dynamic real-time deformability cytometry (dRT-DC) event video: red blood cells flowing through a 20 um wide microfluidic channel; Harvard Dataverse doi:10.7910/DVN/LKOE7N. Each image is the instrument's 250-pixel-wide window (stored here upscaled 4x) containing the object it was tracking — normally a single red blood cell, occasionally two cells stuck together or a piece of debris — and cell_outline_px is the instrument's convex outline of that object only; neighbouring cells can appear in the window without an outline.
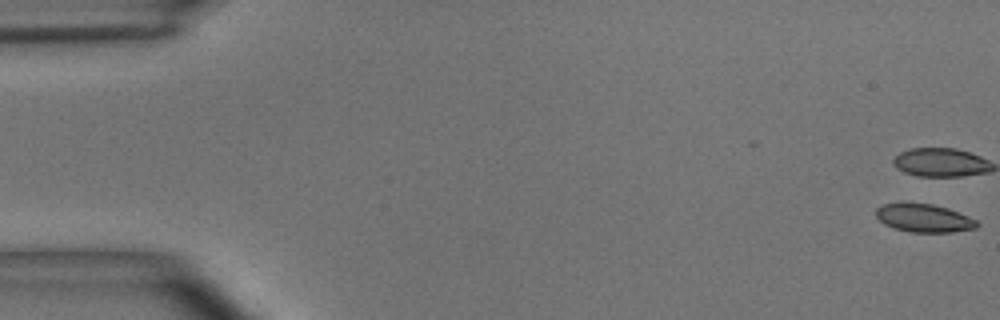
{"species": "common noctule bat (a hibernating species)", "species_latin": "Nyctalus noctula", "temperature_condition": "room temperature", "stored_images_in_passage": 43, "camera_frame_rate_fps": 3000, "um_per_image_px": 0.085, "animal": {"sex": "male", "body_mass_g": 15.6}, "frame": {"image": 1, "passage_image": 1, "time_ms": 0.0, "image_size_px": [1000, 320], "cell_outline_px": [[980, 224], [976, 228], [952, 232], [912, 232], [896, 228], [884, 224], [876, 216], [876, 208], [884, 204], [932, 204], [948, 208], [968, 216], [976, 220]], "centroid_in_image_um": [78.57, 18.55], "position_along_channel_um": 6.4, "area_um2": 16.24}}